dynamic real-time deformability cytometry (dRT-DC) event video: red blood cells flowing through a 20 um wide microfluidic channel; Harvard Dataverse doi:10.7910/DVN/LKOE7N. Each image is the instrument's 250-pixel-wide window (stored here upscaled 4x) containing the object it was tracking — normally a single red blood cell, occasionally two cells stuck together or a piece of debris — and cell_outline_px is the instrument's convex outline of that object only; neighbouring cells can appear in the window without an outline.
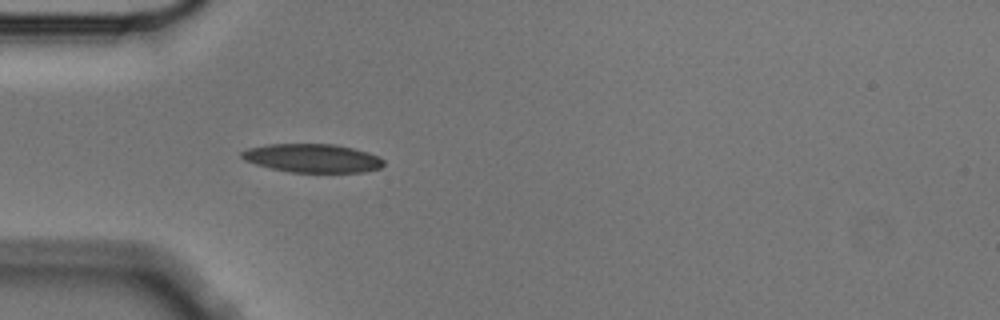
{"species": "Egyptian fruit bat (a non-hibernating species)", "species_latin": "Rousettus aegyptiacus", "temperature_condition": "cold", "stored_images_in_passage": 4, "camera_frame_rate_fps": 3000, "um_per_image_px": 0.085, "animal": {"sex": "male"}, "frame": {"image": 1, "passage_image": 4, "time_ms": 1.0, "image_size_px": [1000, 320], "cell_outline_px": [[384, 164], [380, 168], [364, 172], [292, 172], [272, 168], [256, 164], [244, 160], [240, 156], [240, 152], [248, 148], [268, 144], [336, 144], [368, 152], [380, 156], [384, 160]], "centroid_in_image_um": [26.57, 13.44], "position_along_channel_um": 58.4, "area_um2": 23.64}}